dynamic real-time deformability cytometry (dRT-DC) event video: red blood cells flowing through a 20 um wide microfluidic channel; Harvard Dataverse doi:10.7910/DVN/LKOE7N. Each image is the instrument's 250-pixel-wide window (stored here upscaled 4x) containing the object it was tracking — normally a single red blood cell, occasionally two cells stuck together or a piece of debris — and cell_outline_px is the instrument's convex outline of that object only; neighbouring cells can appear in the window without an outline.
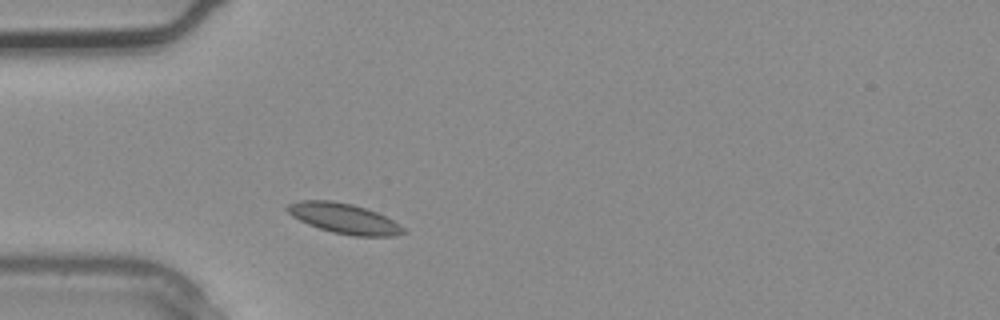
{"species": "common noctule bat (a hibernating species)", "species_latin": "Nyctalus noctula", "temperature_condition": "warm", "stored_images_in_passage": 2, "camera_frame_rate_fps": 3000, "um_per_image_px": 0.085, "animal": {"sex": "male", "body_mass_g": 20.4}, "frame": {"image": 1, "passage_image": 1, "time_ms": 0.0, "image_size_px": [1000, 320], "cell_outline_px": [[408, 232], [392, 236], [352, 236], [332, 232], [308, 224], [292, 216], [284, 208], [288, 204], [300, 200], [332, 200], [352, 204], [376, 212], [392, 220], [404, 228]], "centroid_in_image_um": [29.22, 18.56], "position_along_channel_um": 55.8, "area_um2": 20.29}}